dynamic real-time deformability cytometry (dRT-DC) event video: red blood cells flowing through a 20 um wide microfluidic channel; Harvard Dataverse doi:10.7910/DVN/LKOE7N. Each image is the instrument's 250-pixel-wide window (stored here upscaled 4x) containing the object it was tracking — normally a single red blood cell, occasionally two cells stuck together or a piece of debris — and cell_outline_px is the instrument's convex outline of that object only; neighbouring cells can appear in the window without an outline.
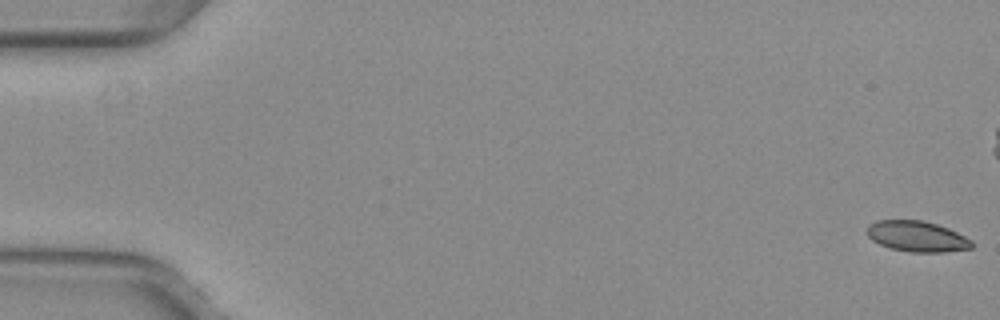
{"species": "common noctule bat (a hibernating species)", "species_latin": "Nyctalus noctula", "temperature_condition": "warm", "stored_images_in_passage": 54, "camera_frame_rate_fps": 3000, "um_per_image_px": 0.085, "animal": {"sex": "female", "body_mass_g": 29.2, "forearm_length_mm": 56.3}, "frame": {"image": 1, "passage_image": 1, "time_ms": 0.0, "image_size_px": [1000, 320], "cell_outline_px": [[972, 248], [944, 252], [908, 252], [892, 248], [880, 244], [872, 240], [868, 236], [868, 224], [876, 220], [924, 220], [948, 228], [972, 240]], "centroid_in_image_um": [77.94, 20.09], "position_along_channel_um": 7.1, "area_um2": 18.67}}
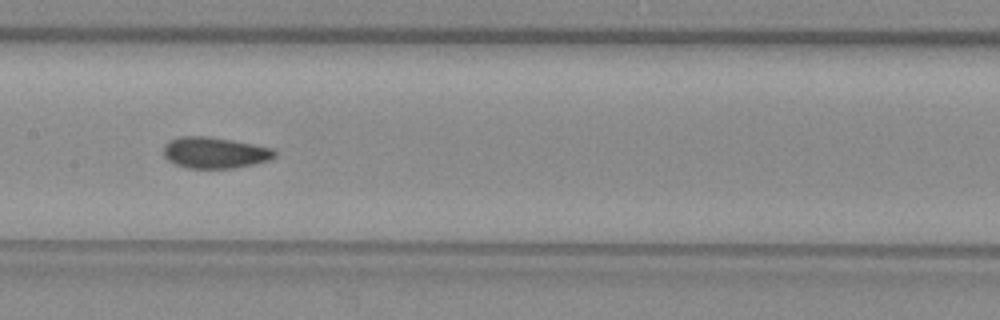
{"frame": {"image": 2, "passage_image": 27, "time_ms": 8.667, "image_size_px": [1000, 320], "cell_outline_px": [[276, 156], [268, 160], [252, 164], [232, 168], [188, 168], [176, 164], [168, 160], [164, 156], [164, 144], [180, 136], [208, 136], [232, 140], [272, 148], [276, 152]], "centroid_in_image_um": [18.24, 12.97], "position_along_channel_um": 189.2, "area_um2": 20.0}}
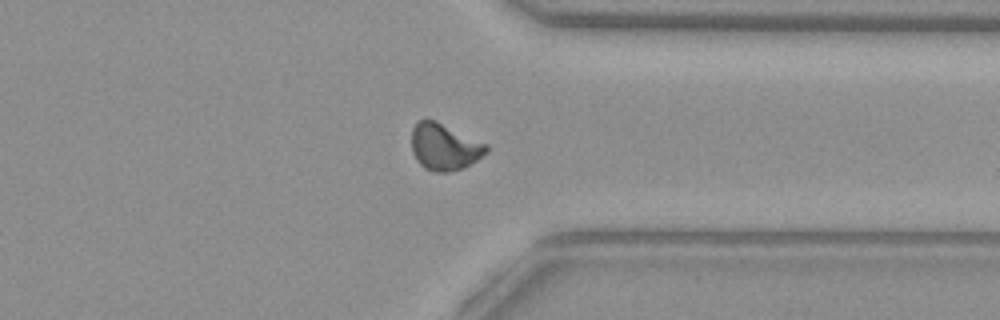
{"frame": {"image": 3, "passage_image": 41, "time_ms": 13.333, "image_size_px": [1000, 320], "cell_outline_px": [[488, 152], [464, 168], [444, 172], [436, 172], [424, 168], [416, 160], [412, 152], [412, 128], [420, 120], [436, 120], [488, 144]], "centroid_in_image_um": [37.78, 12.48], "position_along_channel_um": 373.6, "area_um2": 20.35}, "authors_computed_cell_mechanics": {"area_um2": 19.7387, "velocity_mm_per_s": 4.0084, "shape_relaxation_time_tau1_ms": null, "shape_relaxation_time_tau2_ms": 1.7019, "deformation_change_tau1": null, "deformation_change_tau2": 0.0598}}